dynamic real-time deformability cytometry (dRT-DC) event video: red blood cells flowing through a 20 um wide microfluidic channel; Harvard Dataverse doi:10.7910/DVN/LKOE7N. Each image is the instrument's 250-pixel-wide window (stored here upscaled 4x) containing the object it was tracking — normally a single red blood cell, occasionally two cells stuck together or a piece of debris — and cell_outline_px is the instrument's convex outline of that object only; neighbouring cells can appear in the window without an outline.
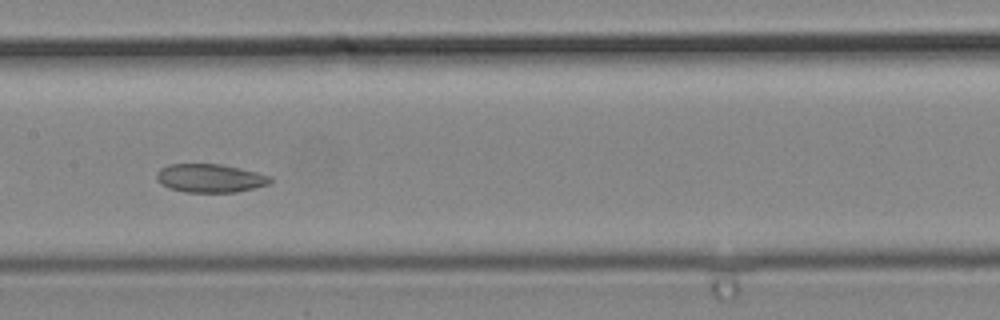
{"species": "common noctule bat (a hibernating species)", "species_latin": "Nyctalus noctula", "temperature_condition": "cold", "stored_images_in_passage": 44, "camera_frame_rate_fps": 3000, "um_per_image_px": 0.085, "animal": {"sex": "male", "body_mass_g": 19.2, "forearm_length_mm": 51.8}, "frame": {"image": 1, "passage_image": 22, "time_ms": 7.0, "image_size_px": [1000, 320], "cell_outline_px": [[272, 184], [236, 192], [184, 192], [168, 188], [160, 184], [156, 176], [156, 172], [160, 168], [168, 164], [220, 164], [240, 168], [272, 176]], "centroid_in_image_um": [17.86, 15.15], "position_along_channel_um": 189.5, "area_um2": 19.07}}
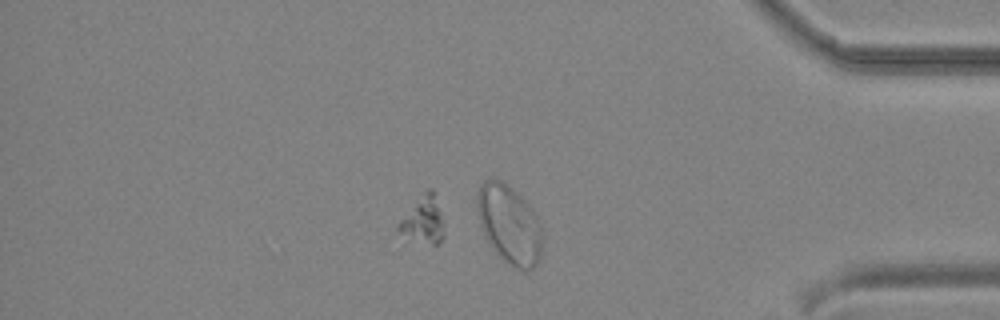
{"frame": {"image": 2, "passage_image": 37, "time_ms": 12.0, "image_size_px": [1000, 320], "cell_outline_px": [[444, 236], [440, 244], [432, 244], [400, 232], [396, 228], [396, 224], [424, 192], [428, 188], [432, 188], [444, 224]], "centroid_in_image_um": [36.01, 18.69], "position_along_channel_um": 399.2, "area_um2": 11.85}}
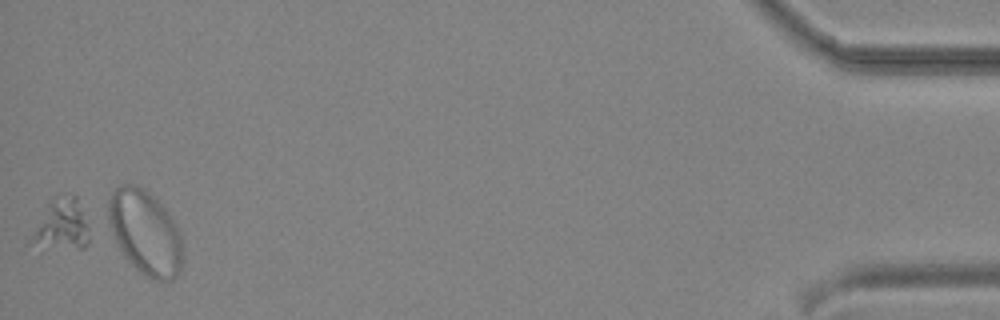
{"frame": {"image": 3, "passage_image": 43, "time_ms": 14.0, "image_size_px": [1000, 320], "cell_outline_px": [[88, 240], [84, 248], [80, 248], [28, 244], [48, 200], [72, 196], [76, 196], [88, 228]], "centroid_in_image_um": [5.23, 19.11], "position_along_channel_um": 430.0, "area_um2": 16.18}}